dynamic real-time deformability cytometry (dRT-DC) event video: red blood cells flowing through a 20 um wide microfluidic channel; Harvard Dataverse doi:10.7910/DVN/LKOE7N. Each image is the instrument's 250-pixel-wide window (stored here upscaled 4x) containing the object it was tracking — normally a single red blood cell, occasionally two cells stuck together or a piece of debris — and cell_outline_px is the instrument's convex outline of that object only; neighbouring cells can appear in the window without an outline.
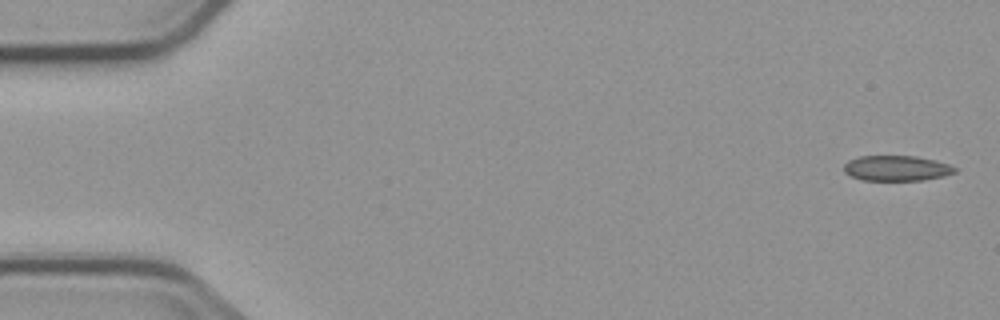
{"species": "common noctule bat (a hibernating species)", "species_latin": "Nyctalus noctula", "temperature_condition": "cold", "stored_images_in_passage": 4, "camera_frame_rate_fps": 3000, "um_per_image_px": 0.085, "animal": {"sex": "male", "body_mass_g": 23.1, "forearm_length_mm": 52.7}, "frame": {"image": 1, "passage_image": 1, "time_ms": 0.0, "image_size_px": [1000, 320], "cell_outline_px": [[956, 172], [944, 176], [924, 180], [860, 180], [844, 172], [844, 164], [848, 160], [860, 156], [916, 156], [936, 160], [948, 164], [956, 168]], "centroid_in_image_um": [76.21, 14.3], "position_along_channel_um": 8.8, "area_um2": 16.42}}
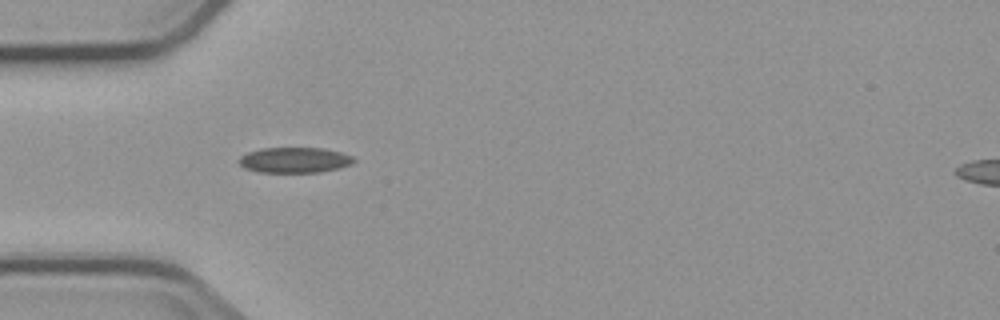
{"frame": {"image": 2, "passage_image": 4, "time_ms": 5.0, "image_size_px": [1000, 320], "cell_outline_px": [[356, 160], [352, 164], [340, 168], [320, 172], [260, 172], [244, 168], [236, 160], [240, 156], [248, 152], [264, 148], [324, 148], [340, 152], [352, 156]], "centroid_in_image_um": [25.04, 13.6], "position_along_channel_um": 60.0, "area_um2": 17.11}}